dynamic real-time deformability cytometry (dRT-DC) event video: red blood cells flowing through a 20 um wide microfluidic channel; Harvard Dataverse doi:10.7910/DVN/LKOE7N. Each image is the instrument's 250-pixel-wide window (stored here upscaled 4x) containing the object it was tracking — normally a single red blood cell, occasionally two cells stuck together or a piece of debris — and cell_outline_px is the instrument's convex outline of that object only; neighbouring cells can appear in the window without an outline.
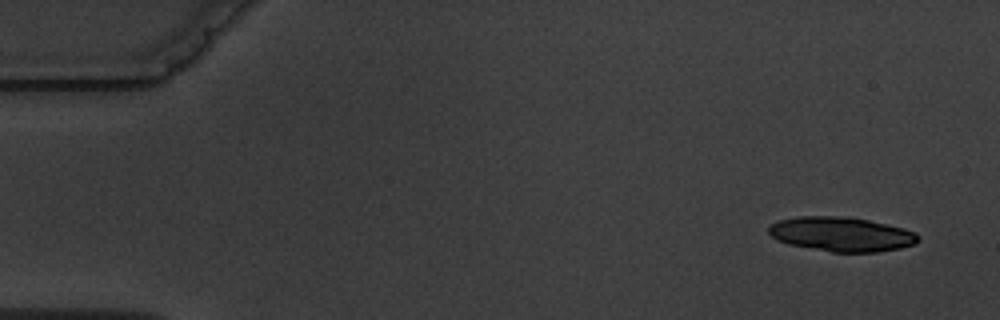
{"species": "common noctule bat (a hibernating species)", "species_latin": "Nyctalus noctula", "temperature_condition": "warm", "stored_images_in_passage": 5, "camera_frame_rate_fps": 3000, "um_per_image_px": 0.085, "animal": {"sex": "male", "body_mass_g": 19.5, "forearm_length_mm": 54.6}, "frame": {"image": 1, "passage_image": 1, "time_ms": 0.0, "image_size_px": [1000, 320], "cell_outline_px": [[920, 240], [916, 244], [900, 248], [876, 252], [832, 252], [788, 244], [776, 240], [768, 232], [768, 224], [780, 220], [800, 216], [848, 216], [888, 224], [904, 228], [916, 232], [920, 236]], "centroid_in_image_um": [71.54, 19.9], "position_along_channel_um": 13.5, "area_um2": 30.29}}
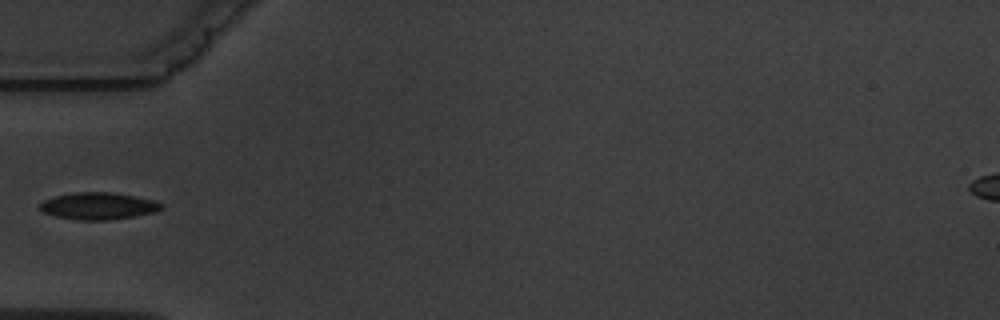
{"frame": {"image": 2, "passage_image": 5, "time_ms": 5.333, "image_size_px": [1000, 320], "cell_outline_px": [[164, 208], [156, 212], [136, 216], [108, 220], [76, 220], [56, 216], [44, 212], [40, 208], [40, 204], [44, 200], [56, 196], [72, 192], [112, 192], [152, 200], [164, 204]], "centroid_in_image_um": [8.39, 17.51], "position_along_channel_um": 76.6, "area_um2": 19.07}}